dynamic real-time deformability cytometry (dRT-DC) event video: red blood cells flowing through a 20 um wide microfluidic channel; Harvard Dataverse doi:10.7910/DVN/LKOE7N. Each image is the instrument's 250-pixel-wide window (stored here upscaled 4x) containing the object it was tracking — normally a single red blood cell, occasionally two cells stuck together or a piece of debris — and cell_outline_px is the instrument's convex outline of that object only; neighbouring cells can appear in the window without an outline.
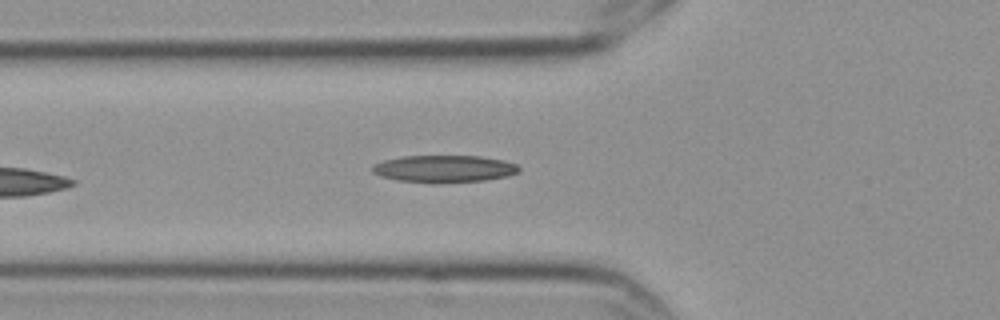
{"species": "Egyptian fruit bat (a non-hibernating species)", "species_latin": "Rousettus aegyptiacus", "temperature_condition": "cold", "stored_images_in_passage": 2, "camera_frame_rate_fps": 3000, "um_per_image_px": 0.085, "frame": {"image": 1, "passage_image": 2, "time_ms": 0.333, "image_size_px": [1000, 320], "cell_outline_px": [[520, 168], [516, 172], [508, 176], [484, 180], [436, 184], [396, 180], [380, 176], [372, 172], [372, 164], [384, 160], [400, 156], [480, 156], [504, 160], [516, 164]], "centroid_in_image_um": [37.71, 14.35], "position_along_channel_um": 88.1, "area_um2": 23.47}}